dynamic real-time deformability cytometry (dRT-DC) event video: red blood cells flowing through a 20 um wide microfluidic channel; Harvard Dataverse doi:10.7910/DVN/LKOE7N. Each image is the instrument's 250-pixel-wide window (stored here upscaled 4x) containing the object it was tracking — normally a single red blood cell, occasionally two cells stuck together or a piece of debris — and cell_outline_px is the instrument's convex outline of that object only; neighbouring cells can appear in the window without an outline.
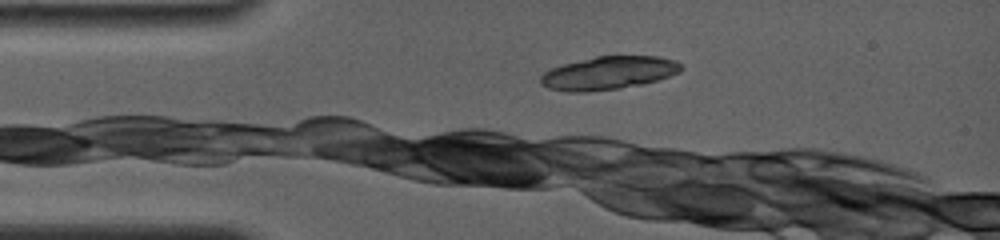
{"species": "common noctule bat (a hibernating species)", "species_latin": "Nyctalus noctula", "temperature_condition": "room temperature", "stored_images_in_passage": 6, "camera_frame_rate_fps": 4000, "um_per_image_px": 0.085, "animal": {"sex": "female", "body_mass_g": 19.0, "forearm_length_mm": 56.7}, "frame": {"image": 1, "passage_image": 5, "time_ms": 2.25, "image_size_px": [1000, 240], "cell_outline_px": [[684, 68], [680, 72], [656, 80], [640, 84], [620, 88], [588, 92], [568, 92], [548, 88], [540, 84], [540, 76], [544, 72], [552, 68], [564, 64], [596, 56], [660, 56], [676, 60]], "centroid_in_image_um": [51.72, 6.2], "position_along_channel_um": 33.3, "area_um2": 27.11}}